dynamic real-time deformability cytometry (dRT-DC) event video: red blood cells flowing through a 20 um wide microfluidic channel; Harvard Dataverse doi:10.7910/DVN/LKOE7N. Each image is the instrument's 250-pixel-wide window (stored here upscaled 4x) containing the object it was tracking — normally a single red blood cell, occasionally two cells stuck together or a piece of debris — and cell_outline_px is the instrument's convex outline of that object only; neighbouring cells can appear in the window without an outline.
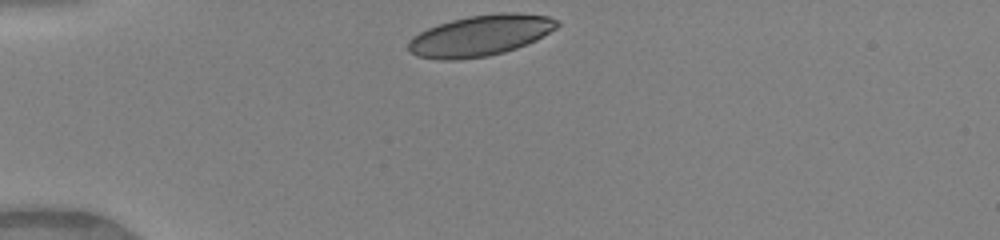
{"species": "human", "species_latin": "Homo sapiens", "temperature_condition": "warm", "stored_images_in_passage": 32, "camera_frame_rate_fps": 3000, "um_per_image_px": 0.085, "donor": {"sex": "female"}, "frame": {"image": 1, "passage_image": 1, "time_ms": 0.0, "image_size_px": [1000, 240], "cell_outline_px": [[560, 24], [556, 28], [536, 40], [516, 48], [504, 52], [488, 56], [456, 60], [440, 60], [416, 56], [408, 52], [408, 40], [412, 36], [428, 28], [452, 20], [468, 16], [500, 12], [516, 12], [548, 16], [560, 20]], "centroid_in_image_um": [40.82, 3.02], "position_along_channel_um": 44.2, "area_um2": 35.66}}
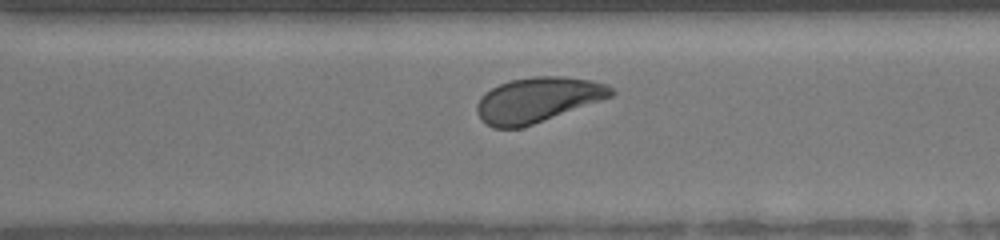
{"frame": {"image": 2, "passage_image": 24, "time_ms": 7.667, "image_size_px": [1000, 240], "cell_outline_px": [[616, 92], [612, 96], [532, 124], [520, 128], [492, 128], [480, 120], [476, 112], [476, 104], [480, 96], [484, 92], [500, 84], [512, 80], [532, 76], [564, 76], [588, 80], [604, 84], [612, 88]], "centroid_in_image_um": [45.63, 8.48], "position_along_channel_um": 325.0, "area_um2": 34.91}}
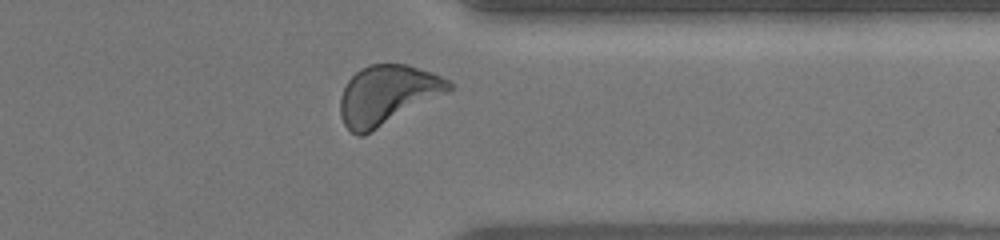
{"frame": {"image": 3, "passage_image": 28, "time_ms": 9.0, "image_size_px": [1000, 240], "cell_outline_px": [[452, 88], [448, 92], [364, 136], [356, 136], [344, 124], [340, 116], [340, 100], [344, 88], [348, 80], [360, 68], [368, 64], [408, 64], [432, 72], [448, 80], [452, 84]], "centroid_in_image_um": [32.9, 8.07], "position_along_channel_um": 378.5, "area_um2": 37.57}, "authors_computed_cell_mechanics": {"area_um2": 35.4892, "velocity_mm_per_s": 4.0983, "shape_relaxation_time_tau1_ms": 2.7511, "shape_relaxation_time_tau2_ms": 1.995, "deformation_change_tau1": 0.1097, "deformation_change_tau2": 0.0802}}